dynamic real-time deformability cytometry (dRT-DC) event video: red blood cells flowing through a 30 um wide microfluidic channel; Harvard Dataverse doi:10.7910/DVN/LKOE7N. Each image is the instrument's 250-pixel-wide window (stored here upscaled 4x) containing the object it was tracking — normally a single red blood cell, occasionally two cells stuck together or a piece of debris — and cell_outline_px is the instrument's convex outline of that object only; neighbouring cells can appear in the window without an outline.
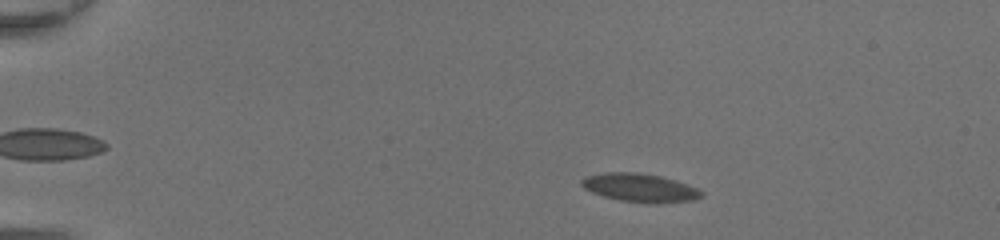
{"species": "common noctule bat (a hibernating species)", "species_latin": "Nyctalus noctula", "temperature_condition": "room temperature", "stored_images_in_passage": 51, "camera_frame_rate_fps": 3000, "um_per_image_px": 0.085, "animal": {"sex": "female", "body_mass_g": 20.0, "forearm_length_mm": 54.0}, "frame": {"image": 1, "passage_image": 9, "time_ms": 2.667, "image_size_px": [1000, 240], "cell_outline_px": [[704, 196], [692, 200], [656, 204], [648, 204], [620, 200], [604, 196], [592, 192], [584, 188], [580, 184], [580, 180], [584, 176], [604, 172], [636, 172], [660, 176], [676, 180], [688, 184], [704, 192]], "centroid_in_image_um": [54.39, 15.96], "position_along_channel_um": 30.6, "area_um2": 20.11}}
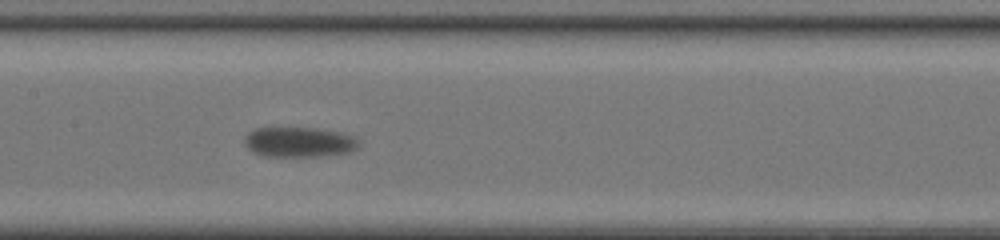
{"frame": {"image": 2, "passage_image": 27, "time_ms": 8.667, "image_size_px": [1000, 240], "cell_outline_px": [[360, 144], [352, 152], [320, 156], [260, 156], [252, 152], [244, 144], [244, 136], [248, 132], [256, 128], [312, 128], [336, 132], [356, 136]], "centroid_in_image_um": [25.4, 12.09], "position_along_channel_um": 182.0, "area_um2": 20.11}}
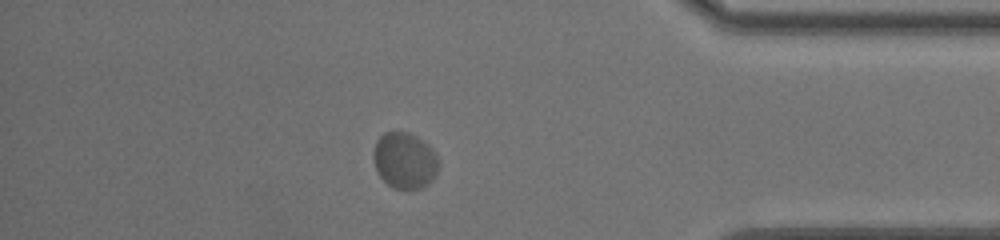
{"frame": {"image": 3, "passage_image": 45, "time_ms": 14.667, "image_size_px": [1000, 240], "cell_outline_px": [[440, 164], [436, 176], [428, 184], [420, 188], [392, 188], [376, 172], [372, 160], [372, 152], [376, 140], [384, 132], [408, 132], [416, 136], [428, 144], [432, 148], [440, 160]], "centroid_in_image_um": [34.39, 13.63], "position_along_channel_um": 400.8, "area_um2": 21.73}, "authors_computed_cell_mechanics": {"area_um2": 19.8832, "velocity_mm_per_s": 4.0589, "shape_relaxation_time_tau1_ms": 1.4967, "shape_relaxation_time_tau2_ms": null, "deformation_change_tau1": 0.0412, "deformation_change_tau2": null}}